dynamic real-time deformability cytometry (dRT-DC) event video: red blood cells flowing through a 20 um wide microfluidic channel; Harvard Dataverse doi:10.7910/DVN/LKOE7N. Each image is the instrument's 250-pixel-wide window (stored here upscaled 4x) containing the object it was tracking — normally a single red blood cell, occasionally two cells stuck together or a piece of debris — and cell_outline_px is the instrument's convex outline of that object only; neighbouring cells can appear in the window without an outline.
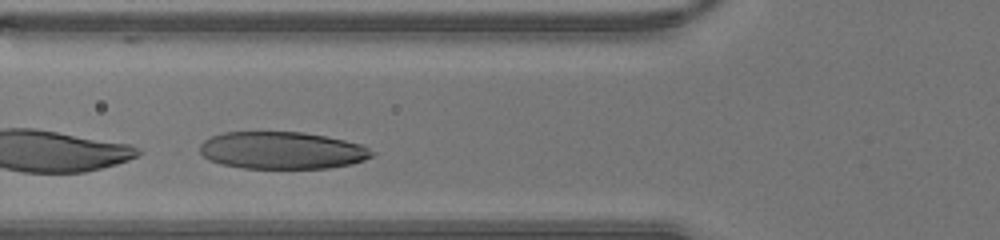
{"species": "human", "species_latin": "Homo sapiens", "temperature_condition": "warm", "stored_images_in_passage": 26, "segment_of_instrument_passage": [2, 2], "camera_frame_rate_fps": 3000, "um_per_image_px": 0.085, "donor": {"sex": "male"}, "frame": {"image": 1, "passage_image": 7, "time_ms": 2.0, "image_size_px": [1000, 240], "cell_outline_px": [[376, 152], [372, 156], [364, 160], [352, 164], [328, 168], [244, 168], [224, 164], [208, 160], [200, 152], [200, 144], [204, 140], [212, 136], [224, 132], [300, 132], [324, 136], [344, 140], [360, 144]], "centroid_in_image_um": [23.98, 12.78], "position_along_channel_um": 101.8, "area_um2": 37.22}}
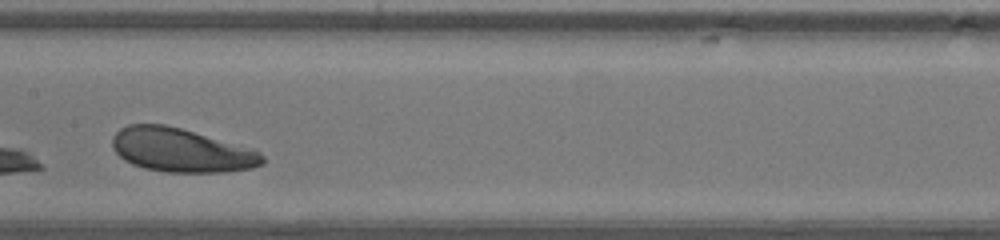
{"frame": {"image": 2, "passage_image": 13, "time_ms": 4.0, "image_size_px": [1000, 240], "cell_outline_px": [[264, 164], [252, 168], [224, 172], [164, 172], [144, 168], [132, 164], [124, 160], [112, 148], [112, 136], [120, 128], [128, 124], [164, 124], [180, 128], [260, 152], [264, 156]], "centroid_in_image_um": [15.34, 12.78], "position_along_channel_um": 192.1, "area_um2": 37.92}}
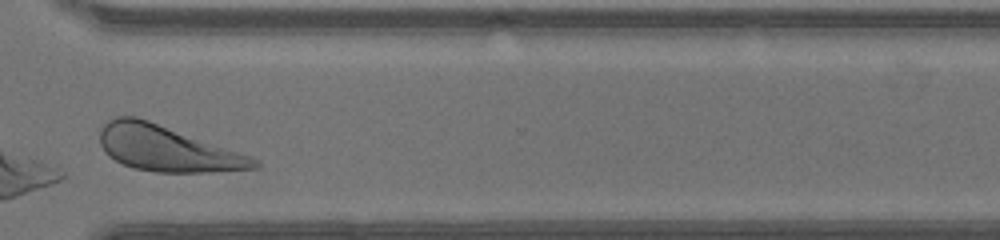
{"frame": {"image": 3, "passage_image": 24, "time_ms": 7.667, "image_size_px": [1000, 240], "cell_outline_px": [[260, 164], [256, 168], [212, 172], [156, 172], [136, 168], [124, 164], [108, 156], [104, 152], [100, 144], [100, 128], [108, 120], [116, 116], [136, 116], [148, 120], [248, 156], [256, 160]], "centroid_in_image_um": [14.1, 12.62], "position_along_channel_um": 356.5, "area_um2": 40.11}}